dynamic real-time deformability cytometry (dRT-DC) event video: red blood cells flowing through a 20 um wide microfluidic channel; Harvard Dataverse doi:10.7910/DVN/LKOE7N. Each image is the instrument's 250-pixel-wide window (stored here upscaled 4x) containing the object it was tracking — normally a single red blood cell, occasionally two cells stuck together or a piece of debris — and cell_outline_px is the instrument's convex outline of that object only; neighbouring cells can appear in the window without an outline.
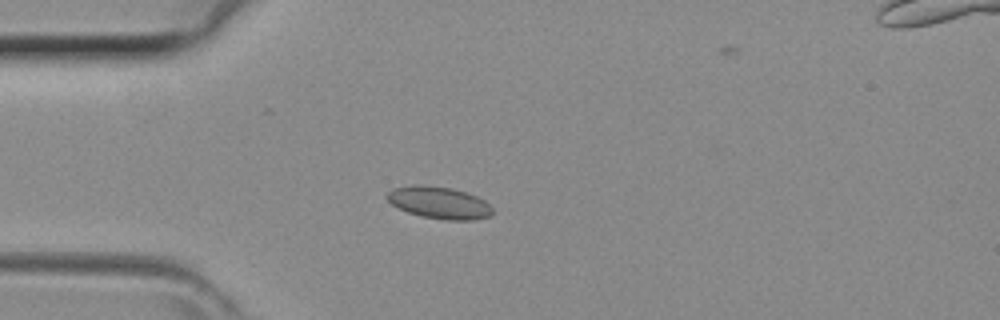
{"species": "common noctule bat (a hibernating species)", "species_latin": "Nyctalus noctula", "temperature_condition": "room temperature", "stored_images_in_passage": 35, "camera_frame_rate_fps": 3000, "um_per_image_px": 0.085, "animal": {"sex": "female", "body_mass_g": 29.2, "forearm_length_mm": 56.3}, "frame": {"image": 1, "passage_image": 11, "time_ms": 3.333, "image_size_px": [1000, 320], "cell_outline_px": [[492, 212], [488, 216], [472, 220], [444, 220], [420, 216], [408, 212], [392, 204], [384, 196], [392, 188], [416, 184], [452, 188], [476, 196], [484, 200], [492, 208]], "centroid_in_image_um": [37.29, 17.22], "position_along_channel_um": 47.7, "area_um2": 19.59}}
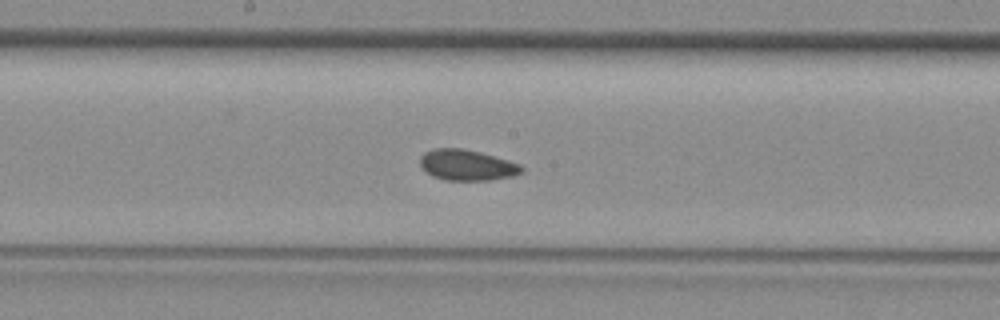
{"frame": {"image": 2, "passage_image": 22, "time_ms": 7.0, "image_size_px": [1000, 320], "cell_outline_px": [[524, 172], [512, 176], [488, 180], [444, 180], [432, 176], [420, 168], [420, 156], [424, 152], [432, 148], [460, 148], [480, 152], [508, 160], [520, 164], [524, 168]], "centroid_in_image_um": [39.66, 14.03], "position_along_channel_um": 208.5, "area_um2": 18.38}}
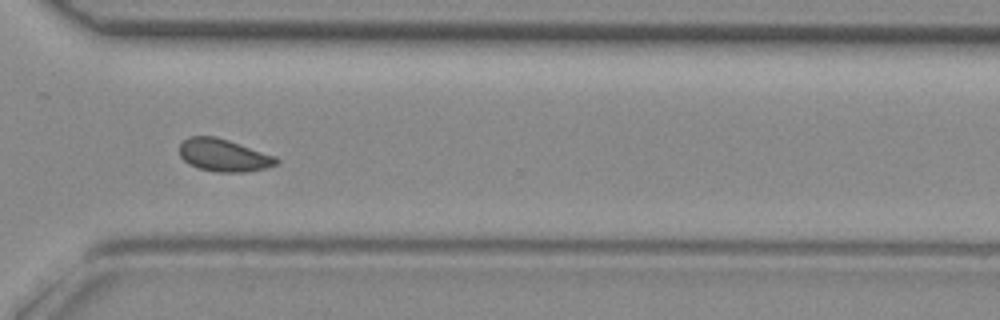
{"frame": {"image": 3, "passage_image": 31, "time_ms": 10.0, "image_size_px": [1000, 320], "cell_outline_px": [[280, 160], [276, 164], [264, 168], [244, 172], [216, 172], [200, 168], [188, 164], [180, 156], [180, 144], [188, 136], [216, 136], [276, 156]], "centroid_in_image_um": [19.0, 13.19], "position_along_channel_um": 351.6, "area_um2": 18.26}}